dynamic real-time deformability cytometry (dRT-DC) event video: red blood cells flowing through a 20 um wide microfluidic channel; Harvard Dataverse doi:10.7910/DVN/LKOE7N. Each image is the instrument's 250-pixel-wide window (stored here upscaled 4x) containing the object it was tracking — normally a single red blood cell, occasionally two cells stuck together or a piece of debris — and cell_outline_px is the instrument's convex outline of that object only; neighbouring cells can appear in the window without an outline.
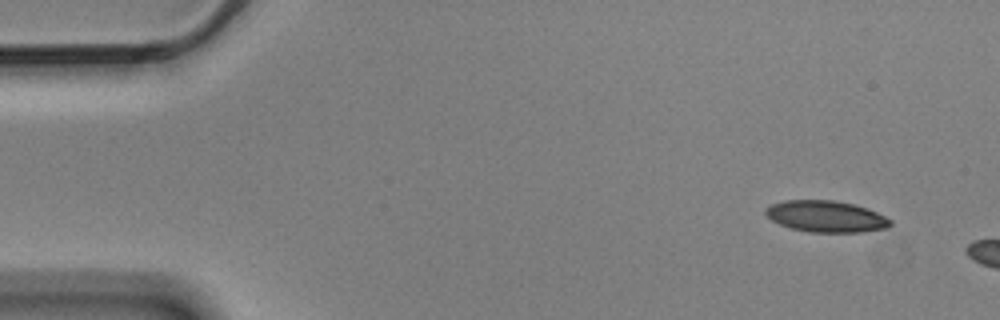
{"species": "Egyptian fruit bat (a non-hibernating species)", "species_latin": "Rousettus aegyptiacus", "temperature_condition": "cold", "stored_images_in_passage": 2, "camera_frame_rate_fps": 3000, "um_per_image_px": 0.085, "animal": {"sex": "male"}, "frame": {"image": 1, "passage_image": 1, "time_ms": 0.0, "image_size_px": [1000, 320], "cell_outline_px": [[892, 224], [888, 228], [860, 232], [808, 232], [792, 228], [780, 224], [772, 220], [764, 212], [764, 208], [772, 204], [784, 200], [832, 200], [856, 204], [868, 208], [892, 220]], "centroid_in_image_um": [70.23, 18.39], "position_along_channel_um": 14.8, "area_um2": 22.95}}